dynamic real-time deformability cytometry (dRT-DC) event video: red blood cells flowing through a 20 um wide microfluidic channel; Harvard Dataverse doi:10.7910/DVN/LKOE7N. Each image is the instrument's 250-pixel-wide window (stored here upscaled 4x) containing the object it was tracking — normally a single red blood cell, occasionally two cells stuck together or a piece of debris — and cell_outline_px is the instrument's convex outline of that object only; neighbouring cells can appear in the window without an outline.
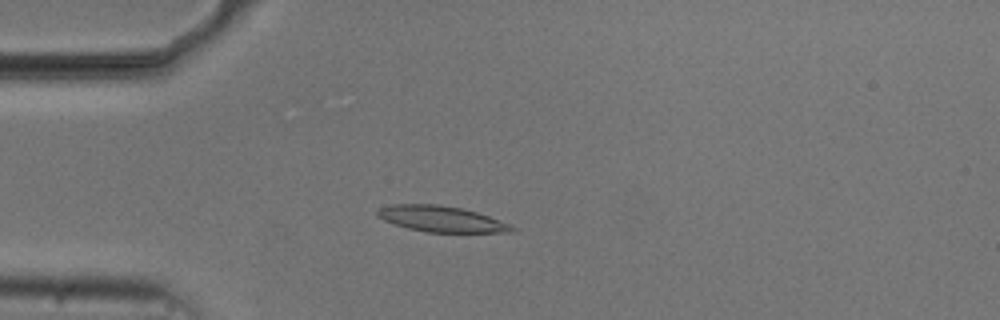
{"species": "common noctule bat (a hibernating species)", "species_latin": "Nyctalus noctula", "temperature_condition": "cold", "stored_images_in_passage": 54, "camera_frame_rate_fps": 3000, "um_per_image_px": 0.085, "animal": {"sex": "male", "body_mass_g": 20.5, "forearm_length_mm": 52.5}, "frame": {"image": 1, "passage_image": 14, "time_ms": 4.333, "image_size_px": [1000, 320], "cell_outline_px": [[516, 232], [428, 232], [408, 228], [384, 220], [376, 216], [376, 212], [380, 208], [392, 204], [440, 204], [460, 208], [476, 212], [488, 216], [508, 224], [516, 228]], "centroid_in_image_um": [37.49, 18.6], "position_along_channel_um": 47.5, "area_um2": 20.06}}
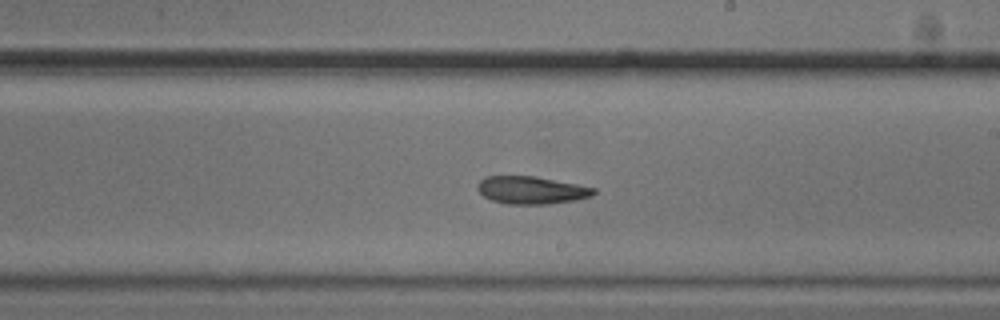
{"frame": {"image": 2, "passage_image": 31, "time_ms": 10.0, "image_size_px": [1000, 320], "cell_outline_px": [[596, 192], [592, 196], [576, 200], [548, 204], [504, 204], [492, 200], [484, 196], [476, 188], [476, 184], [480, 180], [488, 176], [532, 176], [576, 184], [596, 188]], "centroid_in_image_um": [45.15, 16.17], "position_along_channel_um": 243.8, "area_um2": 18.67}}
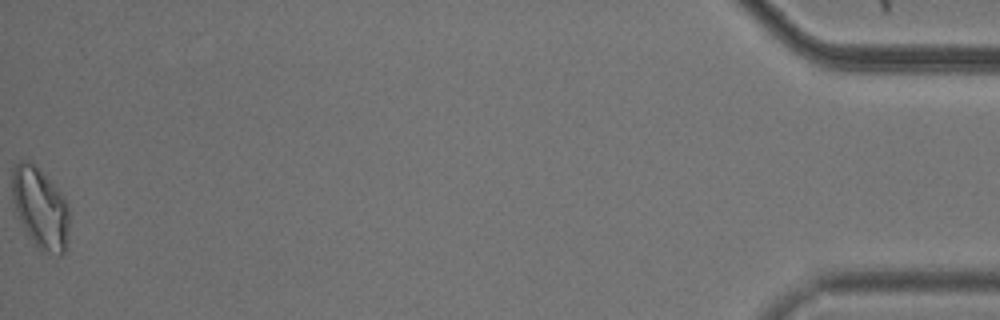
{"frame": {"image": 3, "passage_image": 54, "time_ms": 17.667, "image_size_px": [1000, 320], "cell_outline_px": [[68, 248], [60, 256], [40, 252], [36, 248], [28, 236], [20, 220], [12, 196], [12, 168], [20, 160], [32, 160], [60, 192], [68, 204]], "centroid_in_image_um": [3.44, 17.71], "position_along_channel_um": 431.8, "area_um2": 27.28}, "authors_computed_cell_mechanics": {"area_um2": 19.7676, "velocity_mm_per_s": 3.7363, "shape_relaxation_time_tau1_ms": 5.9497, "shape_relaxation_time_tau2_ms": 8.3142, "deformation_change_tau1": 0.1433, "deformation_change_tau2": 0.1831}}